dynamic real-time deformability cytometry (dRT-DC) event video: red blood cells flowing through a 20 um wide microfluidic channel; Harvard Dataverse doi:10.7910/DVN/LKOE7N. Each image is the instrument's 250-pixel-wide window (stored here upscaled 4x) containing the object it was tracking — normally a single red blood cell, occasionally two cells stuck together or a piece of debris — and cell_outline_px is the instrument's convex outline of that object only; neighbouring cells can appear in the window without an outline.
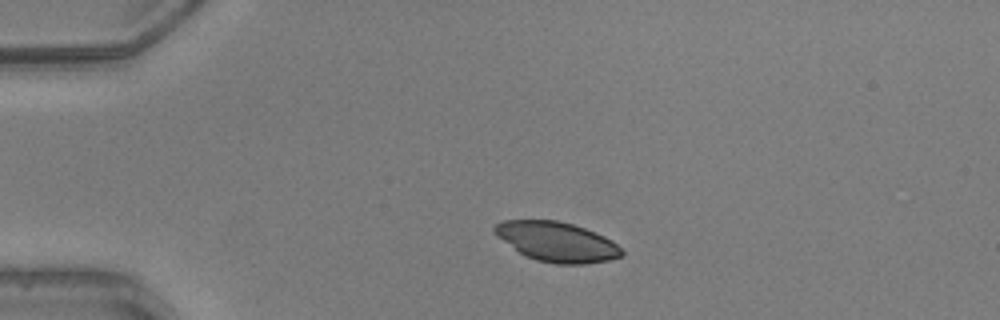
{"species": "common noctule bat (a hibernating species)", "species_latin": "Nyctalus noctula", "temperature_condition": "warm", "stored_images_in_passage": 39, "camera_frame_rate_fps": 3000, "um_per_image_px": 0.085, "animal": {"sex": "male", "body_mass_g": 20.5, "forearm_length_mm": 52.5}, "frame": {"image": 1, "passage_image": 1, "time_ms": 0.0, "image_size_px": [1000, 320], "cell_outline_px": [[624, 256], [608, 260], [584, 264], [556, 264], [536, 260], [524, 256], [496, 236], [492, 232], [492, 228], [500, 220], [556, 220], [572, 224], [596, 232], [612, 240], [624, 252]], "centroid_in_image_um": [47.3, 20.55], "position_along_channel_um": 37.7, "area_um2": 29.65}}
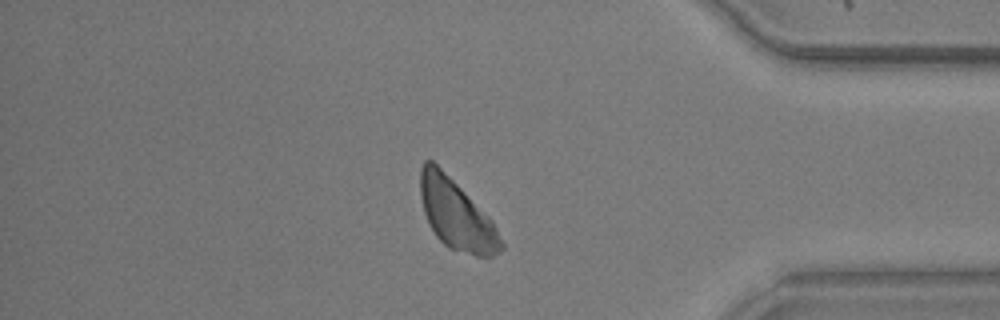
{"frame": {"image": 2, "passage_image": 32, "time_ms": 10.333, "image_size_px": [1000, 320], "cell_outline_px": [[504, 248], [492, 256], [476, 256], [448, 248], [436, 236], [428, 224], [424, 212], [420, 196], [420, 168], [424, 160], [432, 160], [492, 220], [504, 244]], "centroid_in_image_um": [38.77, 18.27], "position_along_channel_um": 396.4, "area_um2": 32.43}}
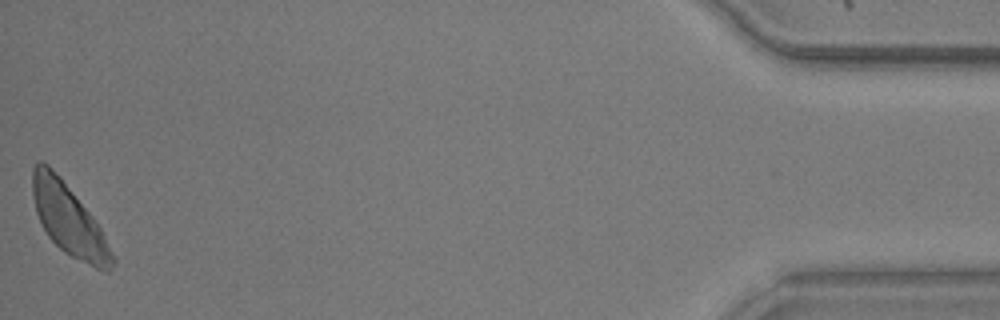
{"frame": {"image": 3, "passage_image": 39, "time_ms": 12.667, "image_size_px": [1000, 320], "cell_outline_px": [[116, 264], [108, 272], [96, 268], [64, 252], [48, 236], [36, 212], [32, 192], [32, 168], [40, 160], [44, 160], [60, 176], [92, 216], [100, 228], [116, 260]], "centroid_in_image_um": [5.84, 18.66], "position_along_channel_um": 429.4, "area_um2": 32.6}}